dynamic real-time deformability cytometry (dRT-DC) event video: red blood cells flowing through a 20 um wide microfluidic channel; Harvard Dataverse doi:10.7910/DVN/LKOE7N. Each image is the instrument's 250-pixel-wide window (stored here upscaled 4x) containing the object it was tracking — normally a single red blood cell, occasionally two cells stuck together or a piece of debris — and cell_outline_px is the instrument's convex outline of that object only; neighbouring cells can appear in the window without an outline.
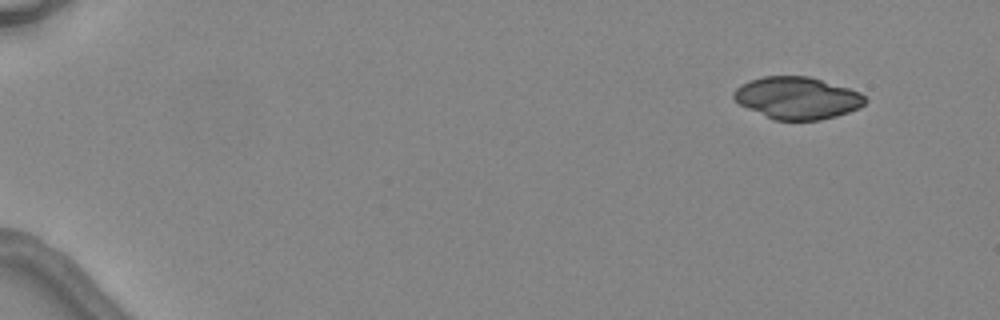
{"species": "common noctule bat (a hibernating species)", "species_latin": "Nyctalus noctula", "temperature_condition": "warm", "stored_images_in_passage": 5, "camera_frame_rate_fps": 3000, "um_per_image_px": 0.085, "animal": {"sex": "female", "body_mass_g": 24.6, "forearm_length_mm": 56.2}, "frame": {"image": 1, "passage_image": 1, "time_ms": 0.0, "image_size_px": [1000, 320], "cell_outline_px": [[868, 100], [860, 108], [836, 116], [820, 120], [772, 120], [740, 104], [732, 96], [732, 92], [740, 84], [764, 76], [808, 76], [848, 88], [860, 92]], "centroid_in_image_um": [67.76, 8.33], "position_along_channel_um": 17.2, "area_um2": 32.19}}